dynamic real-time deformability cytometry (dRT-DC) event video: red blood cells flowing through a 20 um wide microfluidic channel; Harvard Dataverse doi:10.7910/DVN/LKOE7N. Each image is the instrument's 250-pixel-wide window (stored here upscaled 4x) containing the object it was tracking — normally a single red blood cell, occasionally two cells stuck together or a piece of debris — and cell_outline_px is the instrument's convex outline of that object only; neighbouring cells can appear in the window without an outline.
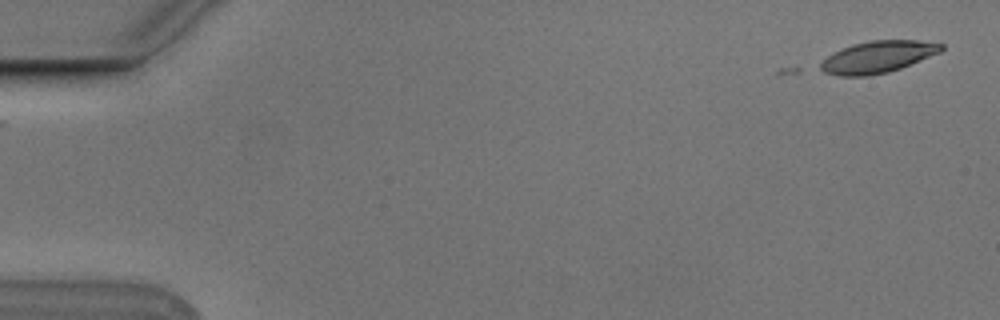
{"species": "Egyptian fruit bat (a non-hibernating species)", "species_latin": "Rousettus aegyptiacus", "temperature_condition": "cold", "stored_images_in_passage": 3, "camera_frame_rate_fps": 3000, "um_per_image_px": 0.085, "animal": {"sex": "male"}, "frame": {"image": 1, "passage_image": 3, "time_ms": 0.667, "image_size_px": [1000, 320], "cell_outline_px": [[944, 48], [940, 52], [900, 68], [888, 72], [868, 76], [840, 76], [824, 72], [816, 68], [828, 56], [852, 44], [868, 40], [916, 40], [944, 44]], "centroid_in_image_um": [74.59, 4.84], "position_along_channel_um": 10.4, "area_um2": 22.25}}